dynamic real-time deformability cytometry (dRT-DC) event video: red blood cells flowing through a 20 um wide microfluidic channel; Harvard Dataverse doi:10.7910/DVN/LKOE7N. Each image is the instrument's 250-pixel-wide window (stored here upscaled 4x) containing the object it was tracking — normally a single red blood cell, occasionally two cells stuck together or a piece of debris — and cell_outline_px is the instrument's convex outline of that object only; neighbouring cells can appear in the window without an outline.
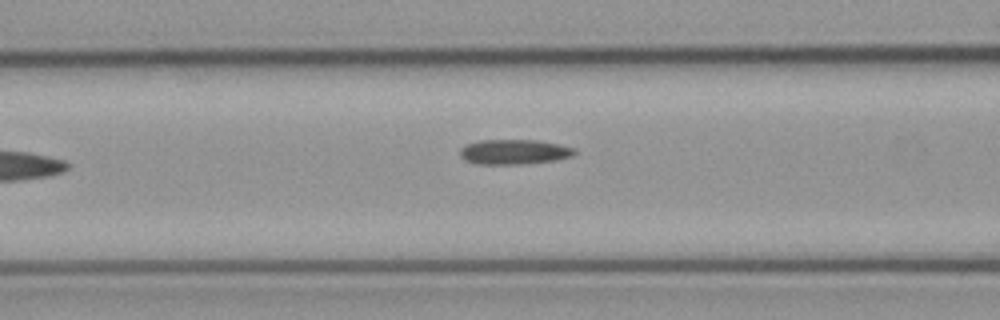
{"species": "common noctule bat (a hibernating species)", "species_latin": "Nyctalus noctula", "temperature_condition": "cold", "stored_images_in_passage": 7, "camera_frame_rate_fps": 3000, "um_per_image_px": 0.085, "animal": {"sex": "male", "body_mass_g": 23.1, "forearm_length_mm": 52.7}, "frame": {"image": 1, "passage_image": 7, "time_ms": 7.0, "image_size_px": [1000, 320], "cell_outline_px": [[576, 152], [572, 156], [556, 160], [520, 164], [476, 164], [464, 160], [460, 156], [460, 148], [464, 144], [480, 140], [536, 140], [576, 148]], "centroid_in_image_um": [43.65, 12.91], "position_along_channel_um": 122.9, "area_um2": 16.7}}